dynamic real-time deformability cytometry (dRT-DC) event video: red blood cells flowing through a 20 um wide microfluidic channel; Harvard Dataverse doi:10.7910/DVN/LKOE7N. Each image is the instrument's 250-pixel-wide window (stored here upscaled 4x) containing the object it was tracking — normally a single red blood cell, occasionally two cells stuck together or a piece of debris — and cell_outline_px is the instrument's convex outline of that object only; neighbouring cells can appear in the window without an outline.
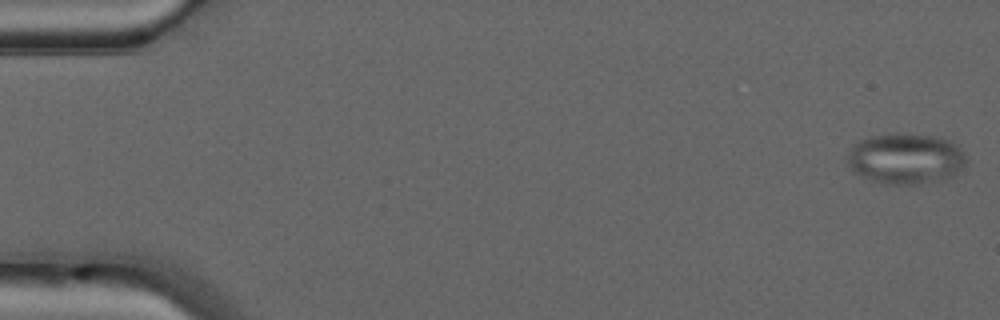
{"species": "common noctule bat (a hibernating species)", "species_latin": "Nyctalus noctula", "temperature_condition": "warm", "stored_images_in_passage": 49, "camera_frame_rate_fps": 3000, "um_per_image_px": 0.085, "animal": {"sex": "male", "forearm_length_mm": 52.5}, "frame": {"image": 1, "passage_image": 1, "time_ms": 0.0, "image_size_px": [1000, 320], "cell_outline_px": [[968, 160], [964, 168], [960, 172], [944, 180], [924, 184], [884, 184], [872, 180], [852, 172], [848, 164], [848, 152], [852, 144], [860, 140], [872, 136], [892, 132], [936, 136], [948, 140], [960, 148], [964, 152]], "centroid_in_image_um": [77.0, 13.49], "position_along_channel_um": 8.0, "area_um2": 35.84}}
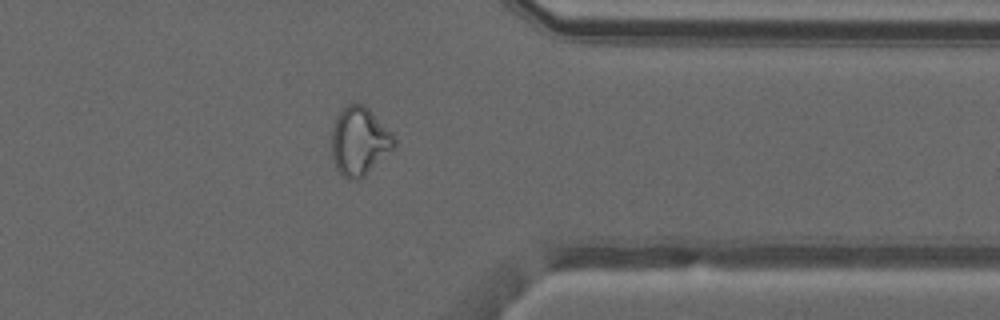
{"frame": {"image": 2, "passage_image": 39, "time_ms": 12.667, "image_size_px": [1000, 320], "cell_outline_px": [[396, 144], [364, 176], [356, 180], [348, 180], [336, 168], [332, 156], [332, 124], [336, 116], [344, 104], [364, 104], [396, 136]], "centroid_in_image_um": [30.52, 11.97], "position_along_channel_um": 380.9, "area_um2": 24.85}}
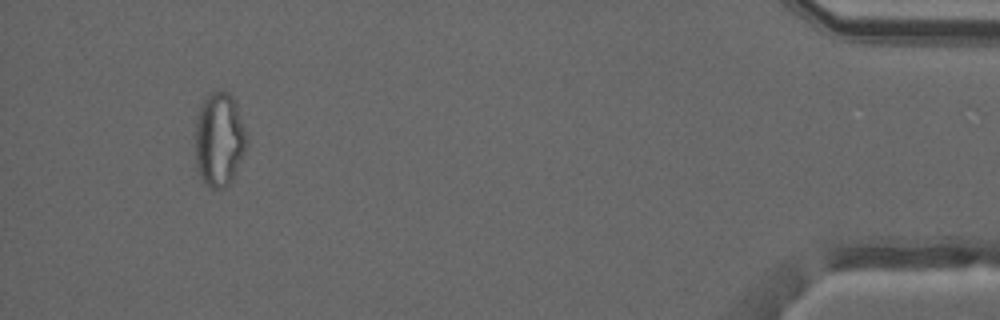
{"frame": {"image": 3, "passage_image": 46, "time_ms": 15.0, "image_size_px": [1000, 320], "cell_outline_px": [[248, 140], [244, 152], [232, 180], [224, 188], [212, 188], [196, 172], [196, 120], [200, 108], [208, 92], [228, 92], [232, 96], [236, 104]], "centroid_in_image_um": [18.63, 11.86], "position_along_channel_um": 416.6, "area_um2": 27.8}, "authors_computed_cell_mechanics": {"area_um2": 27.5706, "velocity_mm_per_s": 4.1755, "shape_relaxation_time_tau1_ms": null, "shape_relaxation_time_tau2_ms": 2.2541, "deformation_change_tau1": null, "deformation_change_tau2": 0.0862}}